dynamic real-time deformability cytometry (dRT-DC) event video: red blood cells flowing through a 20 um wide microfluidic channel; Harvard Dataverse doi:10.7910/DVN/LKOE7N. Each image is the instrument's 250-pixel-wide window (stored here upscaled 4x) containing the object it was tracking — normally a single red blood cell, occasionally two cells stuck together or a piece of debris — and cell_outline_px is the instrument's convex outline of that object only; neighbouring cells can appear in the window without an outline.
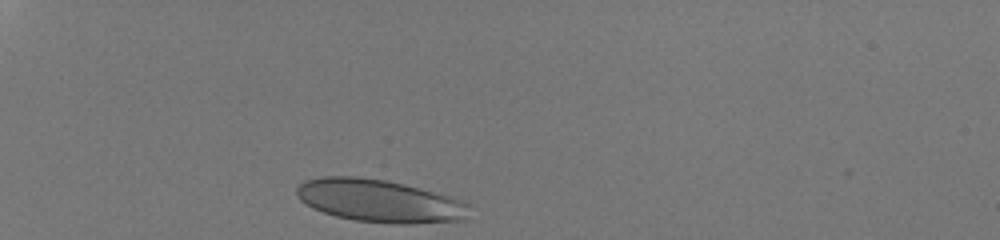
{"species": "human", "species_latin": "Homo sapiens", "temperature_condition": "room temperature", "stored_images_in_passage": 29, "camera_frame_rate_fps": 3000, "um_per_image_px": 0.085, "donor": {"sex": "male"}, "frame": {"image": 1, "passage_image": 1, "time_ms": 0.0, "image_size_px": [1000, 240], "cell_outline_px": [[468, 204], [464, 220], [412, 224], [396, 224], [356, 220], [336, 216], [312, 208], [300, 200], [296, 196], [296, 188], [304, 180], [324, 176], [356, 176], [384, 180], [404, 184], [448, 196], [460, 200]], "centroid_in_image_um": [32.19, 17.07], "position_along_channel_um": 52.8, "area_um2": 42.66}}
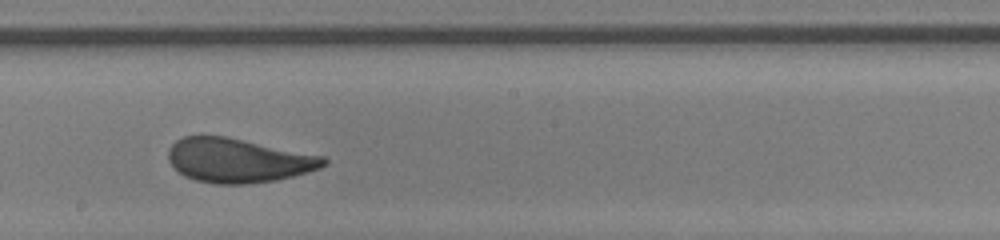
{"frame": {"image": 2, "passage_image": 17, "time_ms": 5.333, "image_size_px": [1000, 240], "cell_outline_px": [[328, 164], [320, 168], [292, 176], [276, 180], [248, 184], [216, 184], [196, 180], [184, 176], [168, 160], [168, 148], [176, 140], [184, 136], [224, 136], [324, 156], [328, 160]], "centroid_in_image_um": [20.24, 13.64], "position_along_channel_um": 228.0, "area_um2": 39.82}}
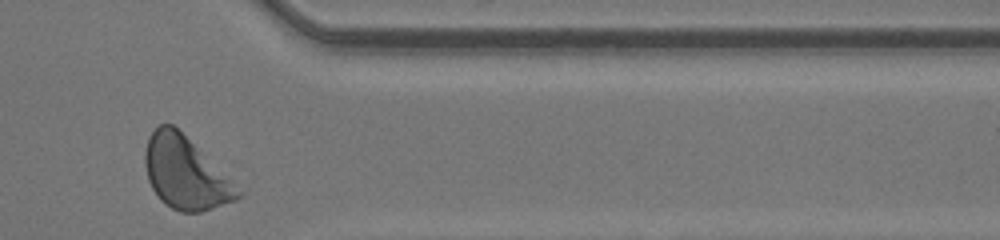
{"frame": {"image": 3, "passage_image": 29, "time_ms": 9.333, "image_size_px": [1000, 240], "cell_outline_px": [[248, 188], [236, 200], [200, 212], [180, 212], [164, 204], [160, 200], [152, 188], [148, 180], [144, 164], [144, 152], [148, 136], [160, 124], [172, 124]], "centroid_in_image_um": [15.88, 14.71], "position_along_channel_um": 395.5, "area_um2": 40.58}, "authors_computed_cell_mechanics": {"area_um2": 40.2866, "velocity_mm_per_s": 4.2647, "shape_relaxation_time_tau1_ms": 3.2008, "shape_relaxation_time_tau2_ms": null, "deformation_change_tau1": 0.1354, "deformation_change_tau2": null}}